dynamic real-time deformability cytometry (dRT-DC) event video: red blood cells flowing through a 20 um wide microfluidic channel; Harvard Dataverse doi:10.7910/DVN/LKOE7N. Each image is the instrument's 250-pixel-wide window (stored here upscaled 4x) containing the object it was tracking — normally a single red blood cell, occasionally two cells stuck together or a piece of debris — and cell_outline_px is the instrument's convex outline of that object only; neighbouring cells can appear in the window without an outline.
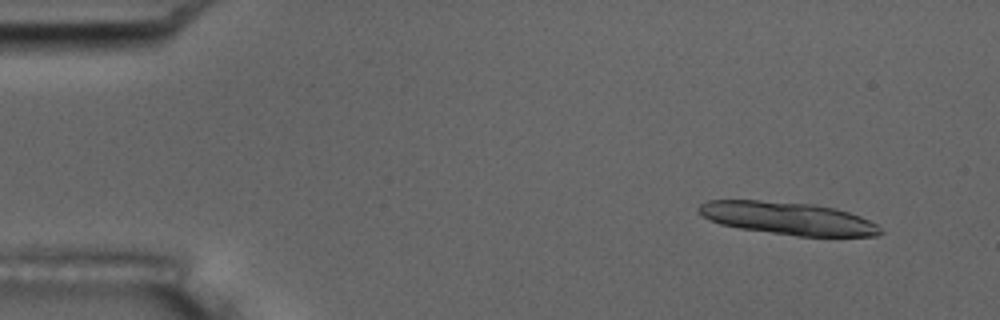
{"species": "common noctule bat (a hibernating species)", "species_latin": "Nyctalus noctula", "temperature_condition": "room temperature", "stored_images_in_passage": 9, "camera_frame_rate_fps": 3000, "um_per_image_px": 0.085, "animal": {"sex": "male", "body_mass_g": 17.5, "forearm_length_mm": 52.3}, "frame": {"image": 1, "passage_image": 1, "time_ms": 0.0, "image_size_px": [1000, 320], "cell_outline_px": [[884, 232], [880, 236], [796, 236], [740, 228], [720, 224], [708, 220], [696, 212], [696, 208], [700, 204], [708, 200], [760, 200], [812, 204], [836, 208], [860, 216], [876, 224]], "centroid_in_image_um": [66.94, 18.55], "position_along_channel_um": 18.1, "area_um2": 34.74}}
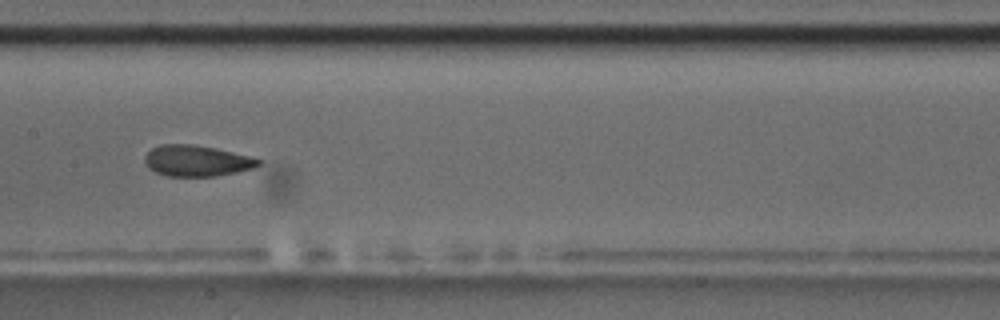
{"frame": {"image": 2, "passage_image": 8, "time_ms": 8.0, "image_size_px": [1000, 320], "cell_outline_px": [[260, 164], [252, 168], [236, 172], [216, 176], [168, 176], [156, 172], [148, 168], [144, 160], [144, 156], [152, 148], [160, 144], [192, 144], [216, 148], [248, 156], [260, 160]], "centroid_in_image_um": [16.67, 13.66], "position_along_channel_um": 190.7, "area_um2": 20.4}}